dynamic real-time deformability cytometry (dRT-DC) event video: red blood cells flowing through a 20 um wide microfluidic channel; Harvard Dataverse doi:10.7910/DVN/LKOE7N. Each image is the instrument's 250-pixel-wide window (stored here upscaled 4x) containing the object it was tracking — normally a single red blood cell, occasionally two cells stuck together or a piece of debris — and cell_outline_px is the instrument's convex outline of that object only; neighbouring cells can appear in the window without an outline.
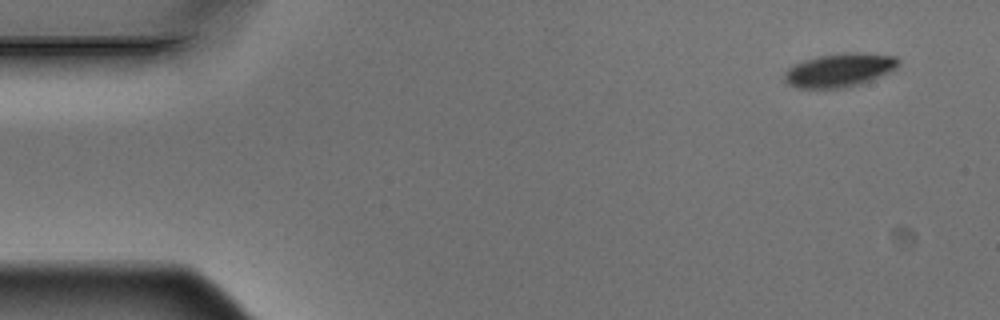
{"species": "Egyptian fruit bat (a non-hibernating species)", "species_latin": "Rousettus aegyptiacus", "temperature_condition": "warm", "stored_images_in_passage": 6, "camera_frame_rate_fps": 3000, "um_per_image_px": 0.085, "animal": {"sex": "male"}, "frame": {"image": 1, "passage_image": 1, "time_ms": 0.0, "image_size_px": [1000, 320], "cell_outline_px": [[900, 64], [896, 68], [888, 72], [860, 84], [844, 88], [796, 88], [788, 84], [784, 80], [784, 72], [792, 64], [816, 56], [844, 52], [864, 52], [896, 56], [900, 60]], "centroid_in_image_um": [71.33, 5.94], "position_along_channel_um": 13.7, "area_um2": 22.6}}
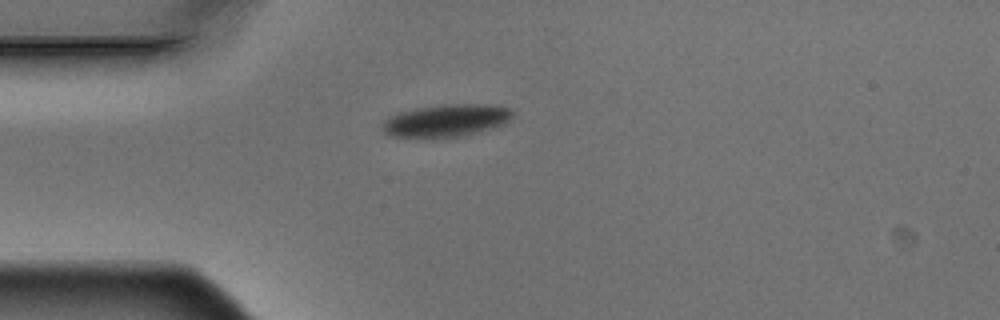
{"frame": {"image": 2, "passage_image": 4, "time_ms": 1.0, "image_size_px": [1000, 320], "cell_outline_px": [[512, 120], [504, 124], [492, 128], [464, 136], [388, 136], [380, 128], [380, 124], [388, 116], [400, 112], [416, 108], [444, 104], [496, 104], [508, 108], [512, 112]], "centroid_in_image_um": [37.93, 10.22], "position_along_channel_um": 47.1, "area_um2": 24.57}}
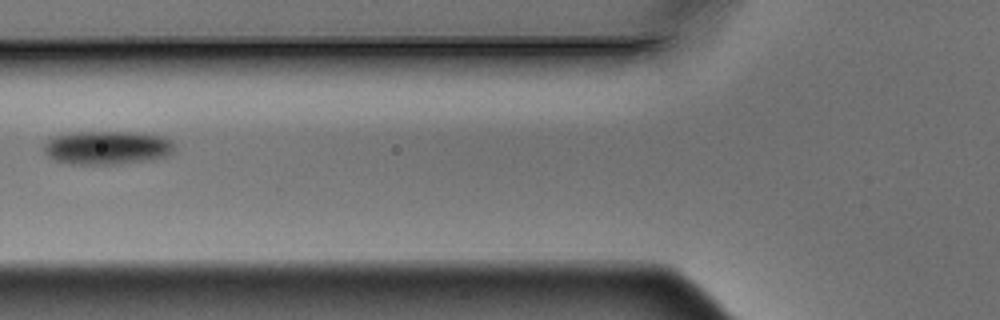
{"frame": {"image": 3, "passage_image": 6, "time_ms": 1.667, "image_size_px": [1000, 320], "cell_outline_px": [[176, 152], [168, 156], [148, 160], [116, 164], [68, 164], [52, 160], [44, 152], [44, 144], [52, 136], [72, 132], [136, 132], [164, 136], [172, 140], [176, 148]], "centroid_in_image_um": [9.13, 12.55], "position_along_channel_um": 116.7, "area_um2": 26.07}}